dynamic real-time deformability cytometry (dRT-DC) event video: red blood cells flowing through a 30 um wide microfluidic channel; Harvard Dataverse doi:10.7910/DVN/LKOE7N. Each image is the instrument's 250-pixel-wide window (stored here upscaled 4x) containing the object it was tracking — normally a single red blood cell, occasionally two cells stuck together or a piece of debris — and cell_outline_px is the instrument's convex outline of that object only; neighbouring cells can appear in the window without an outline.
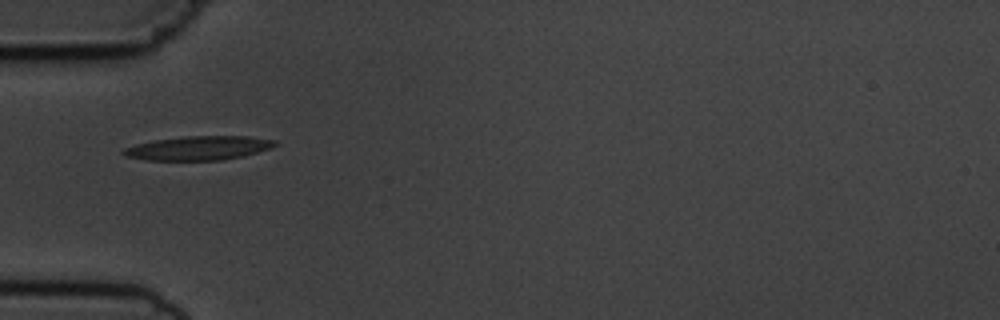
{"species": "common noctule bat (a hibernating species)", "species_latin": "Nyctalus noctula", "temperature_condition": "cold", "stored_images_in_passage": 8, "camera_frame_rate_fps": 3000, "um_per_image_px": 0.085, "animal": {"sex": "male", "body_mass_g": 19.5, "forearm_length_mm": 54.6}, "frame": {"image": 1, "passage_image": 6, "time_ms": 6.667, "image_size_px": [1000, 320], "cell_outline_px": [[276, 144], [272, 148], [244, 156], [220, 160], [144, 160], [124, 156], [120, 152], [124, 148], [136, 144], [156, 140], [184, 136], [244, 136], [276, 140]], "centroid_in_image_um": [16.85, 12.59], "position_along_channel_um": 68.1, "area_um2": 21.21}}
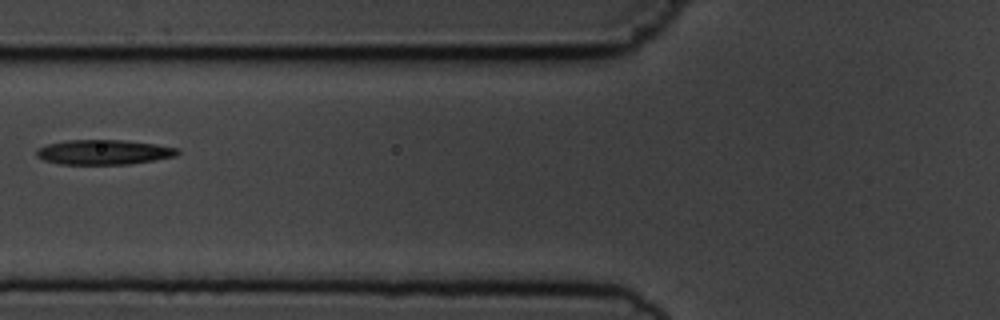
{"frame": {"image": 2, "passage_image": 7, "time_ms": 8.0, "image_size_px": [1000, 320], "cell_outline_px": [[180, 152], [176, 156], [132, 164], [60, 164], [44, 160], [36, 156], [36, 148], [48, 144], [68, 140], [124, 140], [156, 144], [180, 148]], "centroid_in_image_um": [8.84, 12.93], "position_along_channel_um": 117.0, "area_um2": 20.52}}
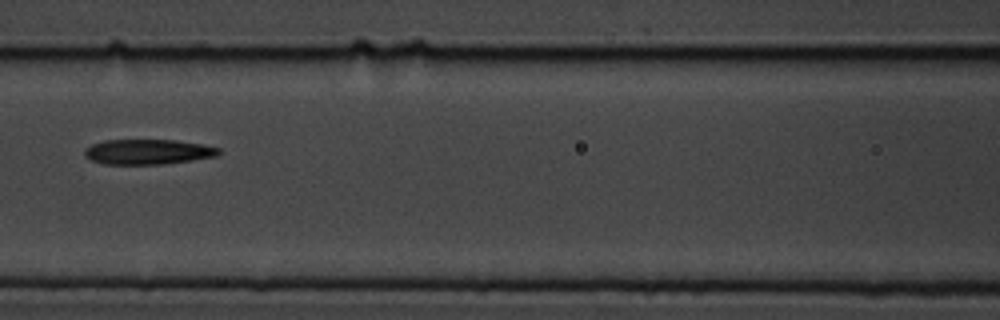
{"frame": {"image": 3, "passage_image": 8, "time_ms": 9.0, "image_size_px": [1000, 320], "cell_outline_px": [[220, 152], [216, 156], [192, 160], [164, 164], [104, 164], [92, 160], [84, 156], [84, 148], [92, 144], [104, 140], [176, 140], [204, 144], [220, 148]], "centroid_in_image_um": [12.56, 12.9], "position_along_channel_um": 154.0, "area_um2": 19.71}}